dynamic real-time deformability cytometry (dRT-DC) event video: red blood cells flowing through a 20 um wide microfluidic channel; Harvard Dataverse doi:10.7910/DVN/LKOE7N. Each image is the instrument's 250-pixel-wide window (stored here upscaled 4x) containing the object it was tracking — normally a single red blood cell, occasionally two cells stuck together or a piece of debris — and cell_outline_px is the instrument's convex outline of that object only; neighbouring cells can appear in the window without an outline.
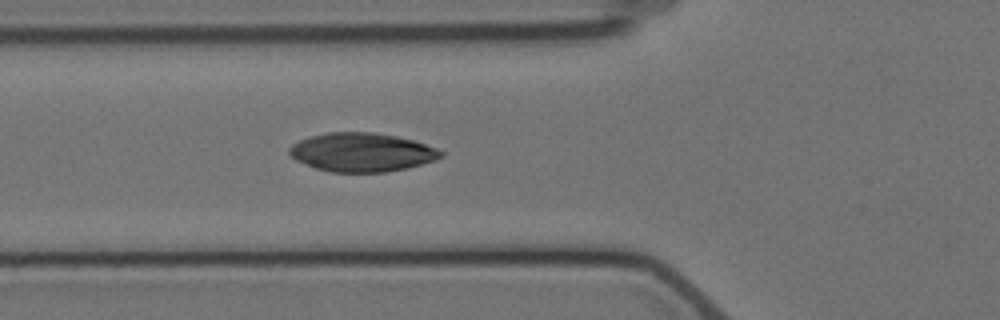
{"species": "Egyptian fruit bat (a non-hibernating species)", "species_latin": "Rousettus aegyptiacus", "temperature_condition": "cold", "stored_images_in_passage": 6, "camera_frame_rate_fps": 3000, "um_per_image_px": 0.085, "animal": {"sex": "female"}, "frame": {"image": 1, "passage_image": 6, "time_ms": 6.333, "image_size_px": [1000, 320], "cell_outline_px": [[444, 156], [436, 160], [408, 168], [384, 172], [328, 172], [316, 168], [296, 160], [288, 152], [288, 148], [292, 144], [308, 136], [328, 132], [372, 132], [396, 136], [412, 140], [436, 148], [444, 152]], "centroid_in_image_um": [30.75, 12.94], "position_along_channel_um": 95.1, "area_um2": 34.28}}